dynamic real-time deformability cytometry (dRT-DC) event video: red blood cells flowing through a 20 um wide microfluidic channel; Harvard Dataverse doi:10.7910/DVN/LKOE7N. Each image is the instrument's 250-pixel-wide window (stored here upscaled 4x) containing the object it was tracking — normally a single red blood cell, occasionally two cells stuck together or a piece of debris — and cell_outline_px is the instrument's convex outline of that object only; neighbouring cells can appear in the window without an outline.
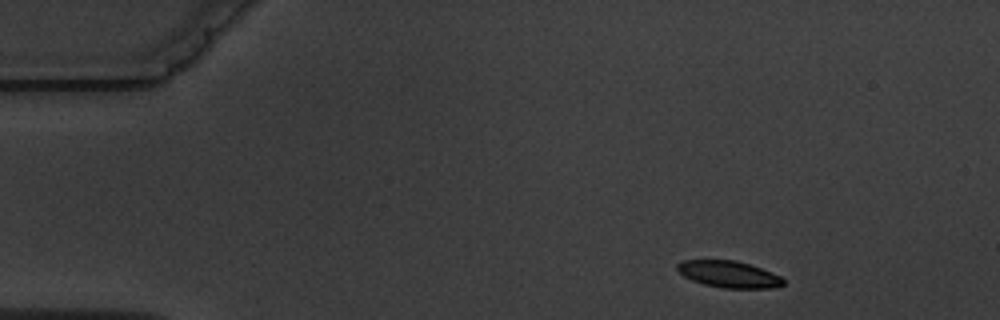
{"species": "common noctule bat (a hibernating species)", "species_latin": "Nyctalus noctula", "temperature_condition": "warm", "stored_images_in_passage": 4, "camera_frame_rate_fps": 3000, "um_per_image_px": 0.085, "animal": {"sex": "male", "body_mass_g": 19.5, "forearm_length_mm": 54.6}, "frame": {"image": 1, "passage_image": 1, "time_ms": 0.0, "image_size_px": [1000, 320], "cell_outline_px": [[784, 284], [772, 288], [724, 288], [704, 284], [692, 280], [684, 276], [676, 268], [676, 264], [684, 260], [736, 260], [760, 268], [780, 276], [784, 280]], "centroid_in_image_um": [61.93, 23.31], "position_along_channel_um": 23.1, "area_um2": 16.3}}
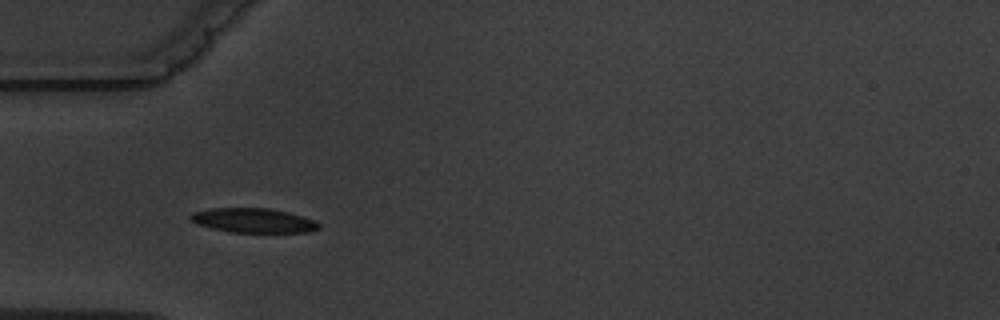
{"frame": {"image": 2, "passage_image": 3, "time_ms": 3.333, "image_size_px": [1000, 320], "cell_outline_px": [[320, 228], [308, 232], [232, 232], [212, 228], [196, 224], [188, 220], [188, 216], [192, 212], [212, 208], [268, 208], [288, 212], [316, 220], [320, 224]], "centroid_in_image_um": [21.51, 18.73], "position_along_channel_um": 63.5, "area_um2": 18.38}}
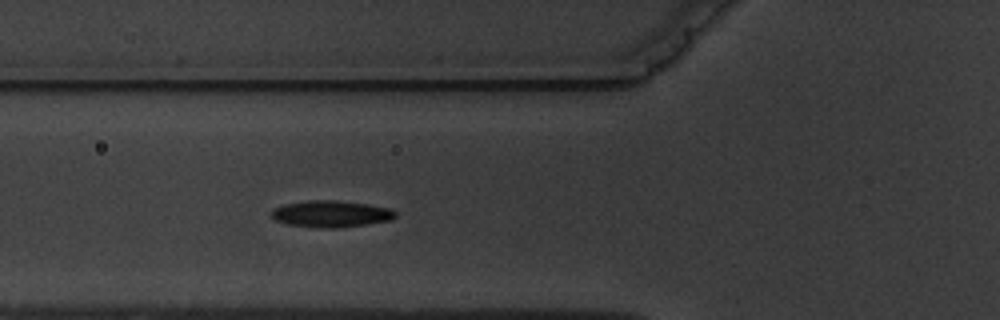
{"frame": {"image": 3, "passage_image": 4, "time_ms": 4.333, "image_size_px": [1000, 320], "cell_outline_px": [[396, 216], [392, 220], [368, 224], [336, 228], [324, 228], [288, 224], [276, 220], [272, 216], [272, 208], [284, 204], [308, 200], [336, 200], [368, 204], [392, 208], [396, 212]], "centroid_in_image_um": [28.18, 18.17], "position_along_channel_um": 97.6, "area_um2": 19.31}}